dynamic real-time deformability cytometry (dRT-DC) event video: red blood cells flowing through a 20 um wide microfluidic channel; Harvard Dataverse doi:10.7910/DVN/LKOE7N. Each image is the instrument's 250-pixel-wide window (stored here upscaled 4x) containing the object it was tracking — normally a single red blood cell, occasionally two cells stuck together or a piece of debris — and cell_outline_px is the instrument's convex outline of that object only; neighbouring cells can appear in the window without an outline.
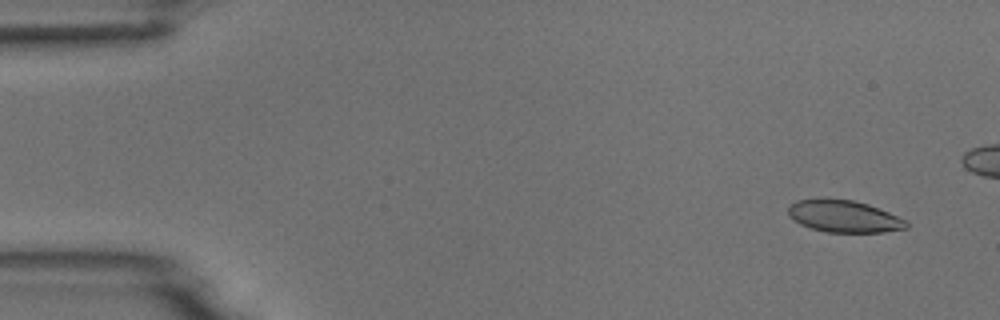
{"species": "common noctule bat (a hibernating species)", "species_latin": "Nyctalus noctula", "temperature_condition": "room temperature", "stored_images_in_passage": 6, "camera_frame_rate_fps": 3000, "um_per_image_px": 0.085, "animal": {"sex": "male", "body_mass_g": 18.8}, "frame": {"image": 1, "passage_image": 1, "time_ms": 0.0, "image_size_px": [1000, 320], "cell_outline_px": [[908, 228], [884, 232], [828, 232], [812, 228], [800, 224], [788, 216], [788, 208], [796, 200], [824, 196], [852, 200], [868, 204], [908, 220]], "centroid_in_image_um": [71.72, 18.36], "position_along_channel_um": 13.3, "area_um2": 22.48}}